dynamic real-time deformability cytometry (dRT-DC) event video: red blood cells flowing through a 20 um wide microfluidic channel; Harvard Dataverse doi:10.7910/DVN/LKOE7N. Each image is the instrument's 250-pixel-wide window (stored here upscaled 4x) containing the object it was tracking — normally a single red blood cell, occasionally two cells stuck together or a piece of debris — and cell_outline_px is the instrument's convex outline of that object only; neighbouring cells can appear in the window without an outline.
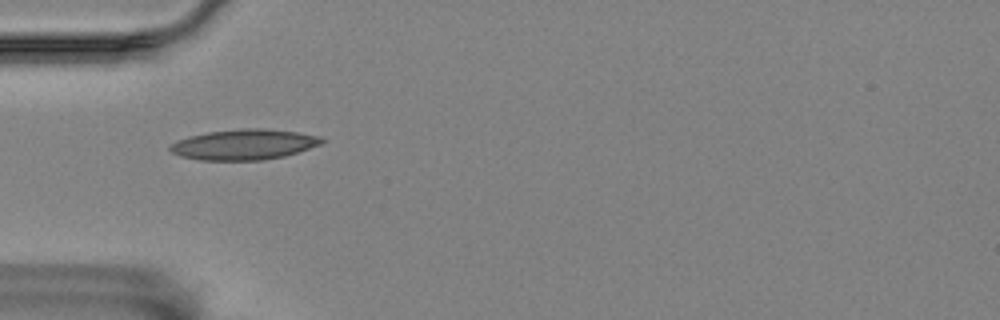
{"species": "Egyptian fruit bat (a non-hibernating species)", "species_latin": "Rousettus aegyptiacus", "temperature_condition": "room temperature", "stored_images_in_passage": 40, "camera_frame_rate_fps": 3000, "um_per_image_px": 0.085, "animal": {"sex": "female"}, "frame": {"image": 1, "passage_image": 1, "time_ms": 0.0, "image_size_px": [1000, 320], "cell_outline_px": [[324, 140], [320, 144], [284, 156], [264, 160], [200, 160], [180, 156], [172, 152], [168, 148], [176, 140], [188, 136], [208, 132], [240, 128], [264, 128], [296, 132], [320, 136]], "centroid_in_image_um": [20.7, 12.28], "position_along_channel_um": 64.3, "area_um2": 26.82}}
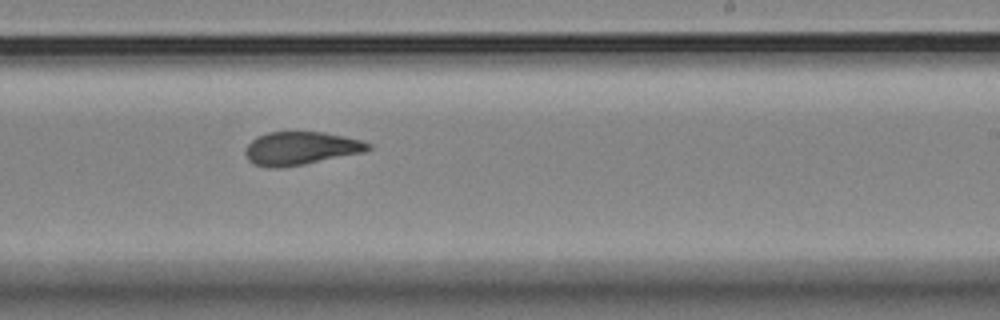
{"frame": {"image": 2, "passage_image": 18, "time_ms": 5.667, "image_size_px": [1000, 320], "cell_outline_px": [[372, 148], [364, 152], [304, 164], [280, 168], [268, 168], [252, 164], [248, 160], [244, 152], [248, 144], [256, 136], [268, 132], [324, 132], [344, 136], [360, 140], [372, 144]], "centroid_in_image_um": [25.54, 12.61], "position_along_channel_um": 263.5, "area_um2": 23.87}}
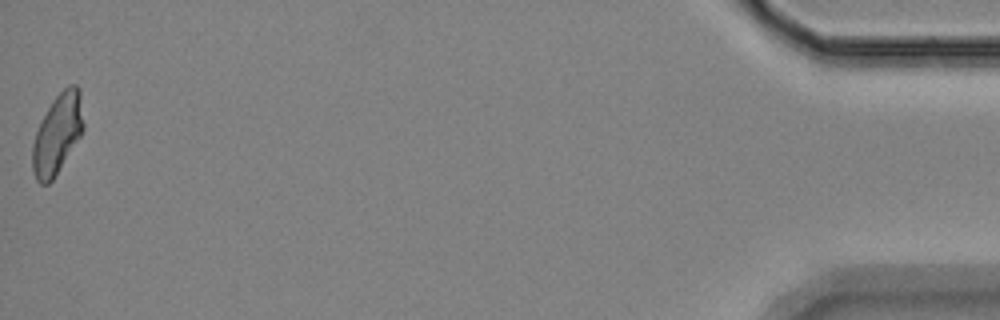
{"frame": {"image": 3, "passage_image": 40, "time_ms": 13.0, "image_size_px": [1000, 320], "cell_outline_px": [[84, 128], [80, 136], [52, 180], [48, 184], [40, 184], [36, 180], [32, 168], [32, 144], [36, 132], [52, 100], [68, 84], [76, 84], [80, 88], [84, 124]], "centroid_in_image_um": [4.89, 11.36], "position_along_channel_um": 430.3, "area_um2": 23.52}, "authors_computed_cell_mechanics": {"area_um2": 23.5535, "velocity_mm_per_s": 3.5225, "shape_relaxation_time_tau1_ms": null, "shape_relaxation_time_tau2_ms": 2.6885, "deformation_change_tau1": null, "deformation_change_tau2": 0.103}}